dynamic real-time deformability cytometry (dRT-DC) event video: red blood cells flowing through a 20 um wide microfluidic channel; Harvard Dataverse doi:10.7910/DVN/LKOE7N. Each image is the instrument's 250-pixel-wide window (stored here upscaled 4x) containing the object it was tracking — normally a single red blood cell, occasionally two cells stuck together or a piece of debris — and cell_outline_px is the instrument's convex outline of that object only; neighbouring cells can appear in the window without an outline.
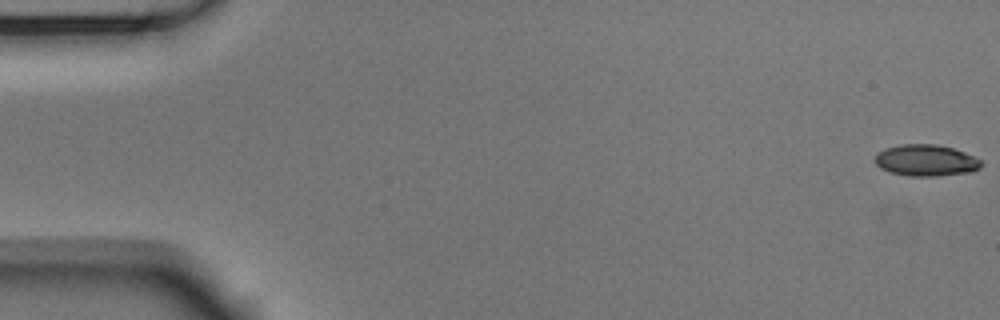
{"species": "Egyptian fruit bat (a non-hibernating species)", "species_latin": "Rousettus aegyptiacus", "temperature_condition": "room temperature", "stored_images_in_passage": 5, "camera_frame_rate_fps": 3000, "um_per_image_px": 0.085, "animal": {"sex": "male"}, "frame": {"image": 1, "passage_image": 1, "time_ms": 0.0, "image_size_px": [1000, 320], "cell_outline_px": [[984, 164], [980, 168], [972, 172], [936, 176], [912, 176], [892, 172], [880, 168], [876, 164], [876, 156], [884, 148], [900, 144], [936, 144], [952, 148], [964, 152], [980, 160]], "centroid_in_image_um": [78.73, 13.63], "position_along_channel_um": 6.3, "area_um2": 19.36}}